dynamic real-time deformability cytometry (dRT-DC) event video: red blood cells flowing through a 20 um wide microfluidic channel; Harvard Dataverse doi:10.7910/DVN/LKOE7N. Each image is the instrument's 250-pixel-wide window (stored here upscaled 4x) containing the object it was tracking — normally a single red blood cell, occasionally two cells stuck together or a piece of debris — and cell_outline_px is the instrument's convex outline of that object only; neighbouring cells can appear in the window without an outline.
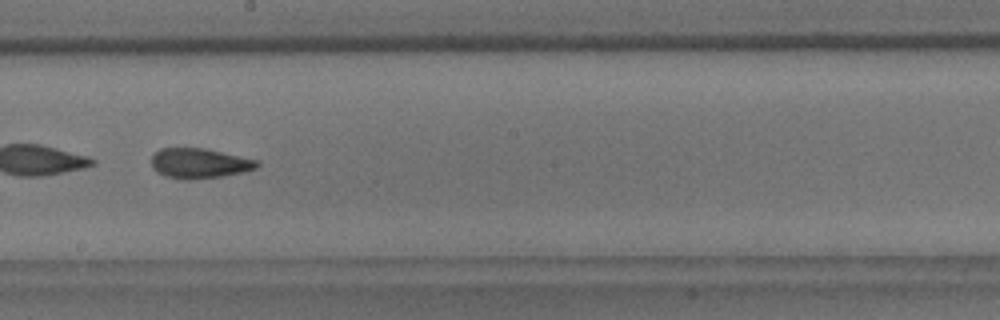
{"species": "common noctule bat (a hibernating species)", "species_latin": "Nyctalus noctula", "temperature_condition": "room temperature", "stored_images_in_passage": 14, "camera_frame_rate_fps": 3000, "um_per_image_px": 0.085, "animal": {"sex": "male", "body_mass_g": 18.8}, "frame": {"image": 1, "passage_image": 8, "time_ms": 2.333, "image_size_px": [1000, 320], "cell_outline_px": [[260, 164], [256, 168], [244, 172], [224, 176], [184, 180], [164, 176], [156, 172], [152, 168], [152, 156], [160, 148], [204, 148], [260, 160]], "centroid_in_image_um": [16.96, 13.88], "position_along_channel_um": 231.2, "area_um2": 18.67}}